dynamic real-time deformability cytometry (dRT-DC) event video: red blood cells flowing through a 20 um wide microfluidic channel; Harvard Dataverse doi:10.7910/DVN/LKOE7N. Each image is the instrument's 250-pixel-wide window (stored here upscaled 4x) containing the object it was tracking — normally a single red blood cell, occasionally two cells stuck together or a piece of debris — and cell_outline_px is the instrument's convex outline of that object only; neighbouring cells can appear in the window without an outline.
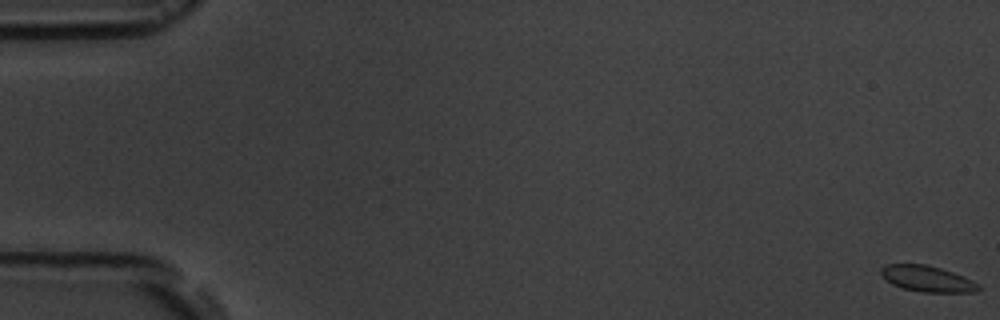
{"species": "common noctule bat (a hibernating species)", "species_latin": "Nyctalus noctula", "temperature_condition": "room temperature", "stored_images_in_passage": 6, "camera_frame_rate_fps": 3000, "um_per_image_px": 0.085, "animal": {"sex": "male", "body_mass_g": 19.5, "forearm_length_mm": 54.6}, "frame": {"image": 1, "passage_image": 1, "time_ms": 0.0, "image_size_px": [1000, 320], "cell_outline_px": [[980, 288], [976, 292], [924, 292], [904, 288], [892, 284], [880, 272], [880, 268], [884, 264], [924, 264], [940, 268], [964, 276], [980, 284]], "centroid_in_image_um": [78.84, 23.69], "position_along_channel_um": 6.2, "area_um2": 14.62}}
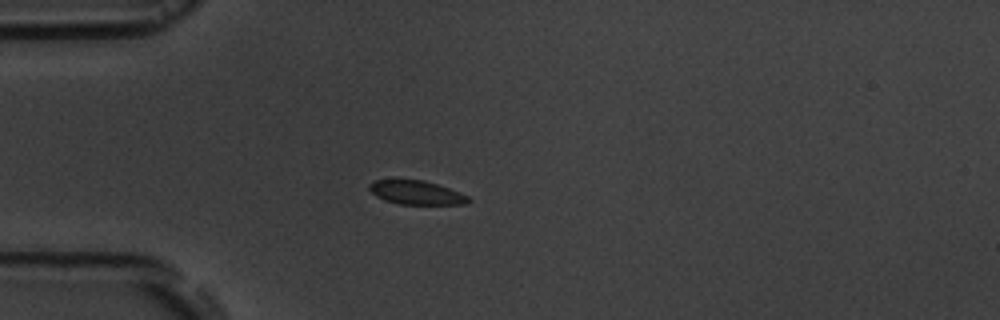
{"frame": {"image": 2, "passage_image": 5, "time_ms": 5.333, "image_size_px": [1000, 320], "cell_outline_px": [[472, 200], [468, 204], [400, 204], [384, 200], [376, 196], [368, 188], [368, 184], [376, 180], [396, 176], [424, 180], [448, 188], [468, 196]], "centroid_in_image_um": [35.31, 16.32], "position_along_channel_um": 49.7, "area_um2": 14.33}}